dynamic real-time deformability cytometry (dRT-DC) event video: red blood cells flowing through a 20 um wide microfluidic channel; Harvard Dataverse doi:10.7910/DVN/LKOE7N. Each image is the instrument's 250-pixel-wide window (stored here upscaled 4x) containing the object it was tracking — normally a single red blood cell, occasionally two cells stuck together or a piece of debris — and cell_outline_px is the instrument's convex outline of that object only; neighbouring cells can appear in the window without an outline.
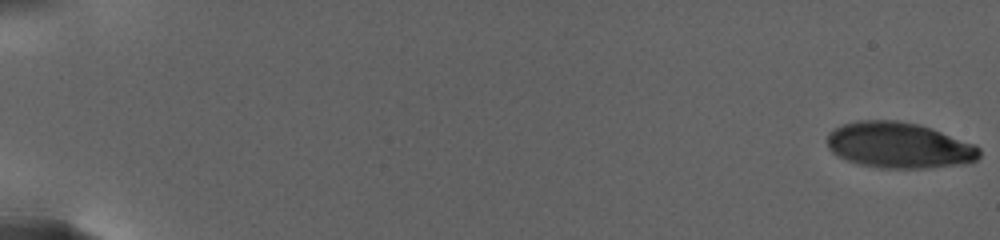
{"species": "human", "species_latin": "Homo sapiens", "temperature_condition": "warm", "stored_images_in_passage": 53, "camera_frame_rate_fps": 3000, "um_per_image_px": 0.085, "donor": {"sex": "female"}, "frame": {"image": 1, "passage_image": 1, "time_ms": 0.0, "image_size_px": [1000, 240], "cell_outline_px": [[980, 156], [976, 160], [964, 164], [932, 168], [880, 168], [856, 164], [836, 156], [828, 148], [828, 132], [844, 124], [856, 120], [896, 120], [916, 124], [932, 128], [976, 144], [980, 148]], "centroid_in_image_um": [76.43, 12.36], "position_along_channel_um": 8.6, "area_um2": 41.1}}
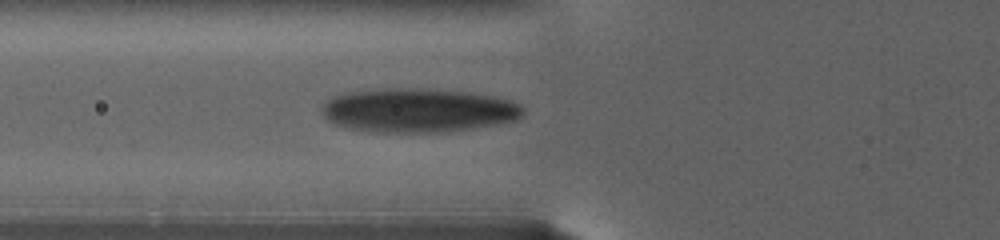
{"frame": {"image": 2, "passage_image": 35, "time_ms": 11.0, "image_size_px": [1000, 240], "cell_outline_px": [[524, 116], [516, 120], [500, 124], [472, 128], [440, 132], [376, 132], [348, 128], [332, 124], [320, 112], [324, 100], [332, 96], [348, 92], [396, 88], [468, 92], [492, 96], [508, 100], [520, 104], [524, 108]], "centroid_in_image_um": [35.52, 9.39], "position_along_channel_um": 90.3, "area_um2": 51.44}}
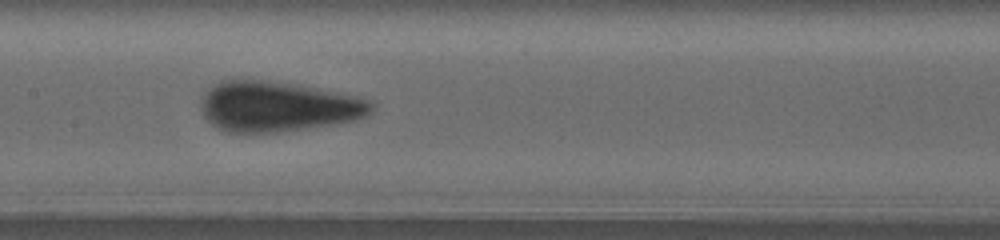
{"frame": {"image": 3, "passage_image": 52, "time_ms": 14.667, "image_size_px": [1000, 240], "cell_outline_px": [[376, 104], [372, 112], [368, 116], [356, 120], [336, 124], [308, 128], [276, 132], [228, 132], [212, 124], [204, 116], [200, 104], [200, 100], [204, 92], [208, 88], [220, 80], [260, 80], [300, 84], [356, 96], [368, 100]], "centroid_in_image_um": [23.64, 9.04], "position_along_channel_um": 183.8, "area_um2": 50.23}}